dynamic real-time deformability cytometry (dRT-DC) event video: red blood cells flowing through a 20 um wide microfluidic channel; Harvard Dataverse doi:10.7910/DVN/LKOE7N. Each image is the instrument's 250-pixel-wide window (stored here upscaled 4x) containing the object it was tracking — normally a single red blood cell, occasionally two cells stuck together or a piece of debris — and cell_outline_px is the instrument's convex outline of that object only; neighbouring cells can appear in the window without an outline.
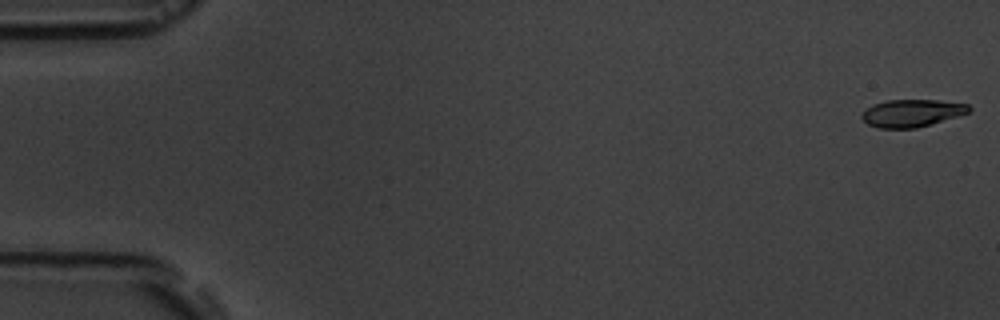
{"species": "common noctule bat (a hibernating species)", "species_latin": "Nyctalus noctula", "temperature_condition": "room temperature", "stored_images_in_passage": 10, "camera_frame_rate_fps": 3000, "um_per_image_px": 0.085, "animal": {"sex": "male", "body_mass_g": 19.5, "forearm_length_mm": 54.6}, "frame": {"image": 1, "passage_image": 1, "time_ms": 0.0, "image_size_px": [1000, 320], "cell_outline_px": [[972, 108], [968, 112], [932, 124], [916, 128], [880, 128], [868, 124], [860, 116], [872, 104], [888, 100], [936, 100], [968, 104]], "centroid_in_image_um": [77.5, 9.61], "position_along_channel_um": 7.5, "area_um2": 16.94}}
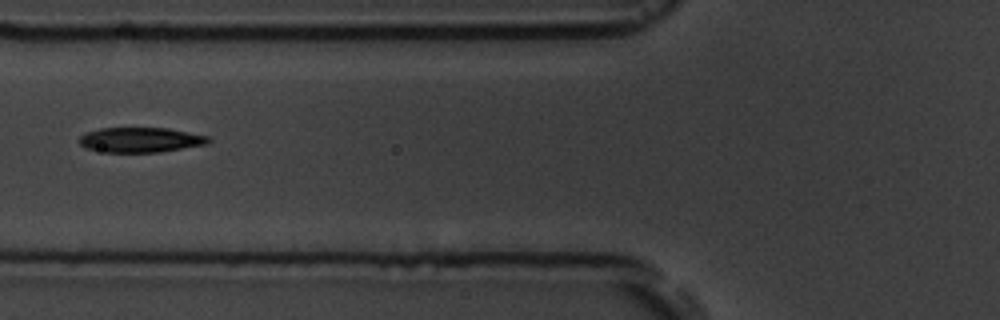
{"frame": {"image": 2, "passage_image": 7, "time_ms": 7.0, "image_size_px": [1000, 320], "cell_outline_px": [[212, 140], [208, 144], [160, 152], [104, 152], [84, 148], [80, 144], [80, 136], [88, 132], [100, 128], [168, 128], [212, 136]], "centroid_in_image_um": [12.01, 11.89], "position_along_channel_um": 113.8, "area_um2": 18.96}}
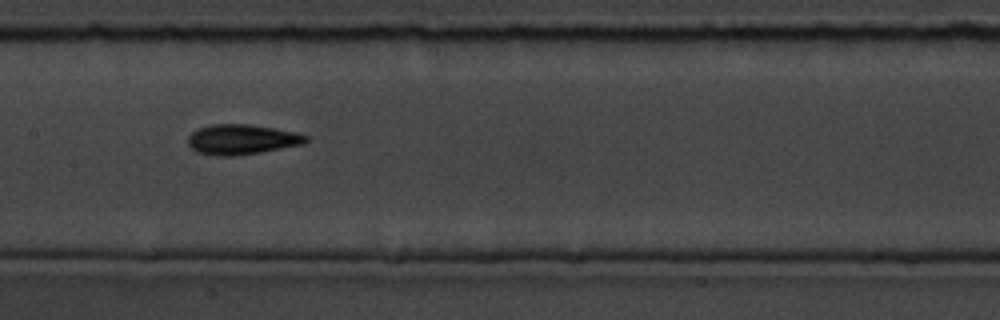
{"frame": {"image": 3, "passage_image": 9, "time_ms": 9.0, "image_size_px": [1000, 320], "cell_outline_px": [[308, 140], [304, 144], [260, 152], [236, 156], [216, 156], [196, 152], [188, 144], [188, 136], [196, 128], [212, 124], [248, 124], [276, 128], [296, 132], [308, 136]], "centroid_in_image_um": [20.54, 11.85], "position_along_channel_um": 186.9, "area_um2": 20.87}}